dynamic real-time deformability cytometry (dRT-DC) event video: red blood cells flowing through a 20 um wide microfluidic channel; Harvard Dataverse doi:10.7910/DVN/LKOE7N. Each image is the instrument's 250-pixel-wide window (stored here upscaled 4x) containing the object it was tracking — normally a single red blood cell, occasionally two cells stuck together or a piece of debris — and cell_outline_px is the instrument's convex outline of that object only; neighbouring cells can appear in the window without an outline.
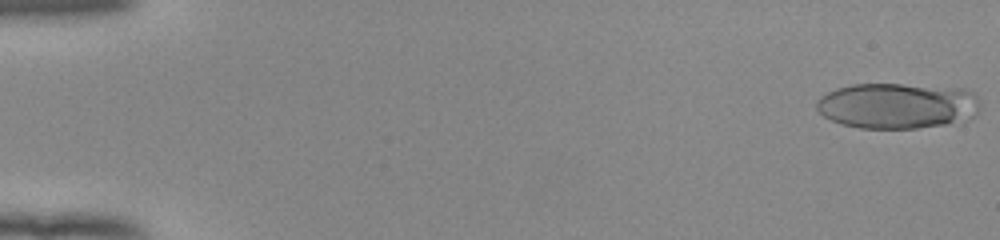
{"species": "human", "species_latin": "Homo sapiens", "temperature_condition": "room temperature", "stored_images_in_passage": 31, "camera_frame_rate_fps": 3000, "um_per_image_px": 0.085, "donor": {"sex": "female"}, "frame": {"image": 1, "passage_image": 1, "time_ms": 0.0, "image_size_px": [1000, 240], "cell_outline_px": [[980, 104], [976, 116], [968, 120], [948, 124], [916, 128], [860, 128], [840, 124], [824, 116], [816, 108], [816, 104], [820, 96], [836, 88], [852, 84], [900, 84], [968, 88], [976, 96]], "centroid_in_image_um": [76.31, 8.98], "position_along_channel_um": 8.7, "area_um2": 44.04}}
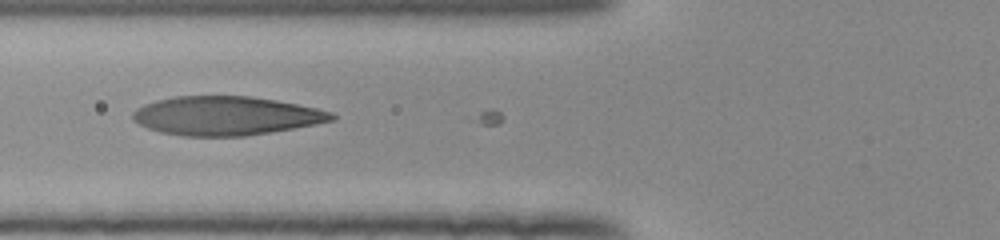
{"frame": {"image": 2, "passage_image": 22, "time_ms": 7.0, "image_size_px": [1000, 240], "cell_outline_px": [[336, 120], [316, 124], [244, 136], [184, 136], [160, 132], [148, 128], [140, 124], [132, 116], [132, 112], [136, 108], [144, 104], [156, 100], [176, 96], [248, 96], [276, 100], [316, 108], [332, 112], [336, 116]], "centroid_in_image_um": [19.2, 9.84], "position_along_channel_um": 106.6, "area_um2": 44.8}}
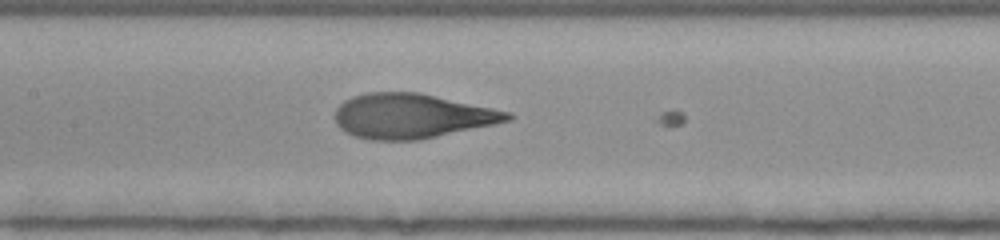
{"frame": {"image": 3, "passage_image": 27, "time_ms": 8.667, "image_size_px": [1000, 240], "cell_outline_px": [[516, 116], [512, 120], [436, 136], [416, 140], [372, 140], [352, 136], [340, 128], [336, 124], [336, 108], [344, 100], [352, 96], [368, 92], [420, 92], [512, 112]], "centroid_in_image_um": [35.0, 9.85], "position_along_channel_um": 172.4, "area_um2": 44.97}}